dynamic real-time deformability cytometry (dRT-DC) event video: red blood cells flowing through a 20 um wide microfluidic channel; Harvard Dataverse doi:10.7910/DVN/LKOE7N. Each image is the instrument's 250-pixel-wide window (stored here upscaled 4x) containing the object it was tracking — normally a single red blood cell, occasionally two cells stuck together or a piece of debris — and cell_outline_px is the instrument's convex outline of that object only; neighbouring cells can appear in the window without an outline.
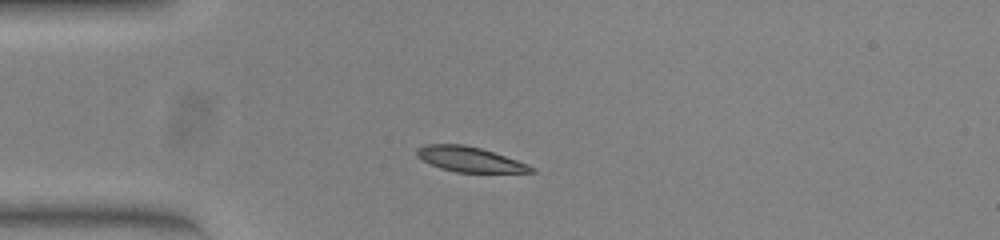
{"species": "common noctule bat (a hibernating species)", "species_latin": "Nyctalus noctula", "temperature_condition": "warm", "stored_images_in_passage": 41, "camera_frame_rate_fps": 3000, "um_per_image_px": 0.085, "animal": {"sex": "female", "body_mass_g": 23.0, "forearm_length_mm": 53.4}, "frame": {"image": 1, "passage_image": 1, "time_ms": 0.0, "image_size_px": [1000, 240], "cell_outline_px": [[536, 172], [456, 172], [440, 168], [416, 156], [416, 148], [424, 144], [464, 144], [480, 148], [528, 164], [536, 168]], "centroid_in_image_um": [39.9, 13.53], "position_along_channel_um": 45.1, "area_um2": 16.53}}
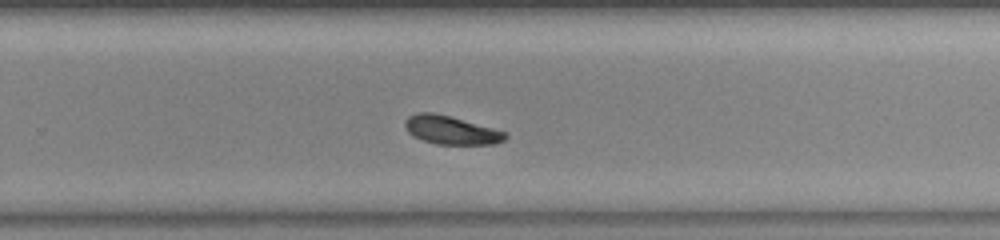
{"frame": {"image": 2, "passage_image": 22, "time_ms": 7.0, "image_size_px": [1000, 240], "cell_outline_px": [[508, 136], [504, 140], [496, 144], [436, 144], [412, 136], [408, 132], [404, 124], [404, 120], [408, 116], [416, 112], [432, 112], [448, 116], [508, 132]], "centroid_in_image_um": [38.33, 11.06], "position_along_channel_um": 291.5, "area_um2": 16.59}}
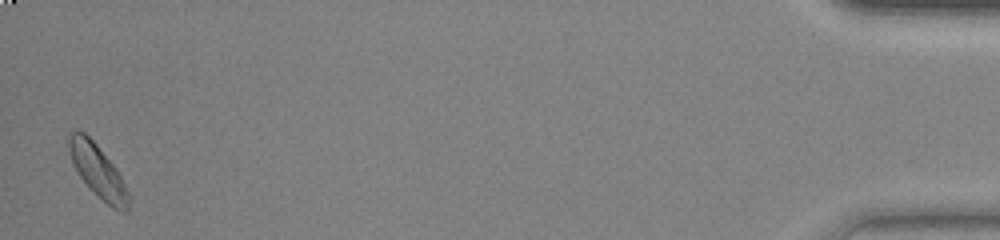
{"frame": {"image": 3, "passage_image": 40, "time_ms": 13.0, "image_size_px": [1000, 240], "cell_outline_px": [[132, 196], [128, 208], [124, 212], [120, 212], [112, 208], [80, 176], [72, 160], [68, 148], [68, 132], [84, 132], [96, 144], [112, 164], [120, 176]], "centroid_in_image_um": [8.36, 14.56], "position_along_channel_um": 426.8, "area_um2": 17.74}, "authors_computed_cell_mechanics": {"area_um2": 17.1666, "velocity_mm_per_s": 3.808, "shape_relaxation_time_tau1_ms": 5.7859, "shape_relaxation_time_tau2_ms": null, "deformation_change_tau1": 0.1908, "deformation_change_tau2": null}}